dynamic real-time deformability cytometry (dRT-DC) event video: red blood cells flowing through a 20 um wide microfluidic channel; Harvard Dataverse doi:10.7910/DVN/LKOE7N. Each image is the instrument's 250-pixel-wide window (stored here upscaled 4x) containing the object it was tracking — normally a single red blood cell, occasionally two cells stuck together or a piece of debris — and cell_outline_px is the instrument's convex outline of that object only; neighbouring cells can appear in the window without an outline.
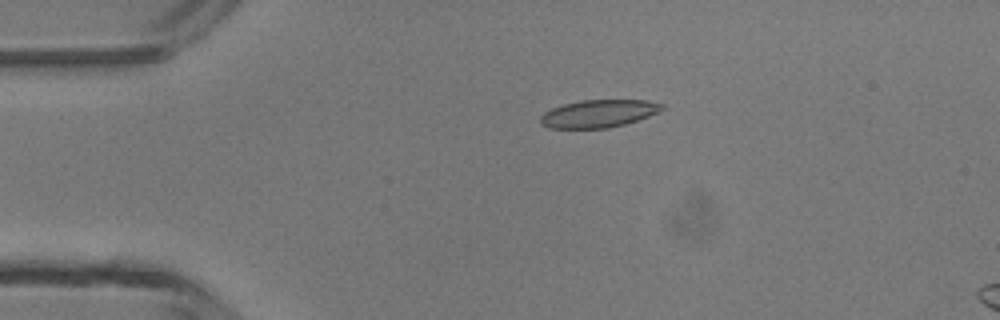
{"species": "common noctule bat (a hibernating species)", "species_latin": "Nyctalus noctula", "temperature_condition": "room temperature", "stored_images_in_passage": 5, "camera_frame_rate_fps": 3000, "um_per_image_px": 0.085, "animal": {"sex": "male", "body_mass_g": 13.3}, "frame": {"image": 1, "passage_image": 3, "time_ms": 3.0, "image_size_px": [1000, 320], "cell_outline_px": [[664, 108], [648, 116], [624, 124], [608, 128], [548, 128], [540, 124], [540, 116], [544, 112], [552, 108], [564, 104], [580, 100], [648, 100], [664, 104]], "centroid_in_image_um": [50.85, 9.65], "position_along_channel_um": 34.2, "area_um2": 19.54}}